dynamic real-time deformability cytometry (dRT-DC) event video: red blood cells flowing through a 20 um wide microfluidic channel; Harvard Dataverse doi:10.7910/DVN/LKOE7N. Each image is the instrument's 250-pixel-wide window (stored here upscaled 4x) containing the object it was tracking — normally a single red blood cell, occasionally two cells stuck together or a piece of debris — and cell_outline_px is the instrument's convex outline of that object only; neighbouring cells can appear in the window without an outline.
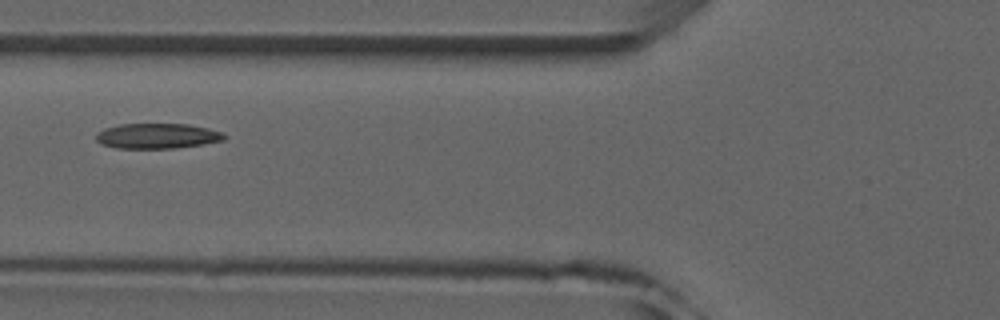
{"species": "common noctule bat (a hibernating species)", "species_latin": "Nyctalus noctula", "temperature_condition": "room temperature", "stored_images_in_passage": 7, "camera_frame_rate_fps": 3000, "um_per_image_px": 0.085, "animal": {"sex": "male", "forearm_length_mm": 52.5}, "frame": {"image": 1, "passage_image": 5, "time_ms": 5.667, "image_size_px": [1000, 320], "cell_outline_px": [[228, 136], [224, 140], [204, 144], [172, 148], [116, 148], [104, 144], [96, 140], [96, 132], [104, 128], [120, 124], [188, 124], [208, 128], [220, 132]], "centroid_in_image_um": [13.37, 11.55], "position_along_channel_um": 112.4, "area_um2": 18.79}}
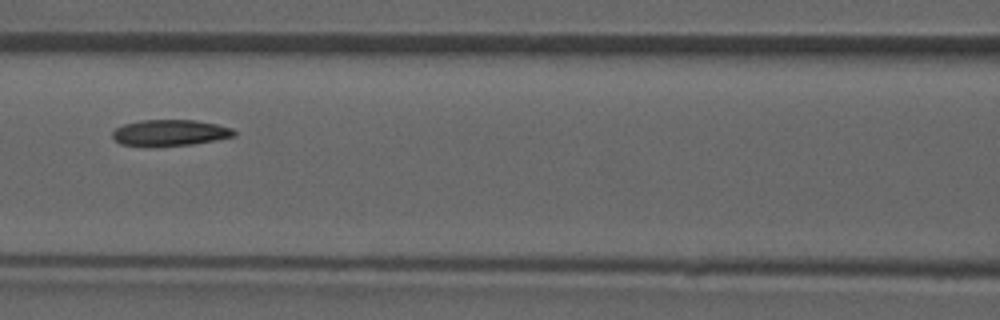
{"frame": {"image": 2, "passage_image": 6, "time_ms": 6.667, "image_size_px": [1000, 320], "cell_outline_px": [[236, 136], [216, 140], [192, 144], [120, 144], [112, 136], [112, 132], [116, 128], [124, 124], [140, 120], [196, 120], [216, 124], [232, 128], [236, 132]], "centroid_in_image_um": [14.5, 11.24], "position_along_channel_um": 152.1, "area_um2": 17.92}}